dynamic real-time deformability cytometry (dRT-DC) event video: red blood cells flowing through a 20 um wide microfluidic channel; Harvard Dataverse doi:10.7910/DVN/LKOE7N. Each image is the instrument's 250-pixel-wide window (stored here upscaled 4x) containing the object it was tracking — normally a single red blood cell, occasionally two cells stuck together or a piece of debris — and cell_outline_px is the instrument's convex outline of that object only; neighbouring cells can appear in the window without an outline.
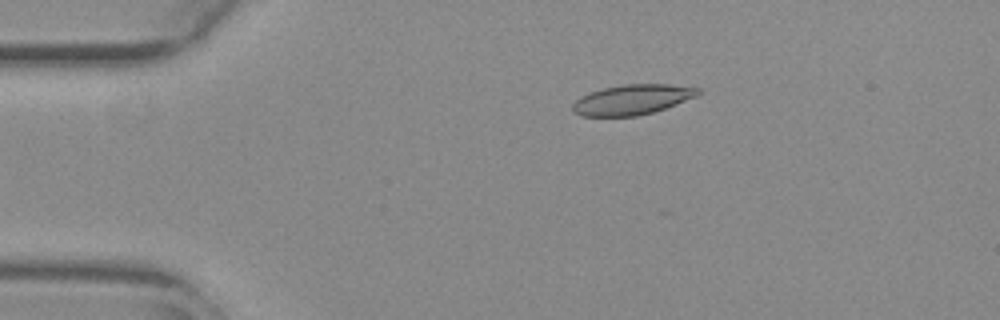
{"species": "common noctule bat (a hibernating species)", "species_latin": "Nyctalus noctula", "temperature_condition": "warm", "stored_images_in_passage": 31, "camera_frame_rate_fps": 3000, "um_per_image_px": 0.085, "animal": {"sex": "female", "body_mass_g": 29.2, "forearm_length_mm": 56.3}, "frame": {"image": 1, "passage_image": 1, "time_ms": 0.0, "image_size_px": [1000, 320], "cell_outline_px": [[700, 92], [696, 96], [676, 104], [652, 112], [636, 116], [580, 116], [572, 112], [572, 104], [580, 96], [604, 88], [624, 84], [668, 84], [700, 88]], "centroid_in_image_um": [53.7, 8.47], "position_along_channel_um": 31.3, "area_um2": 21.85}}
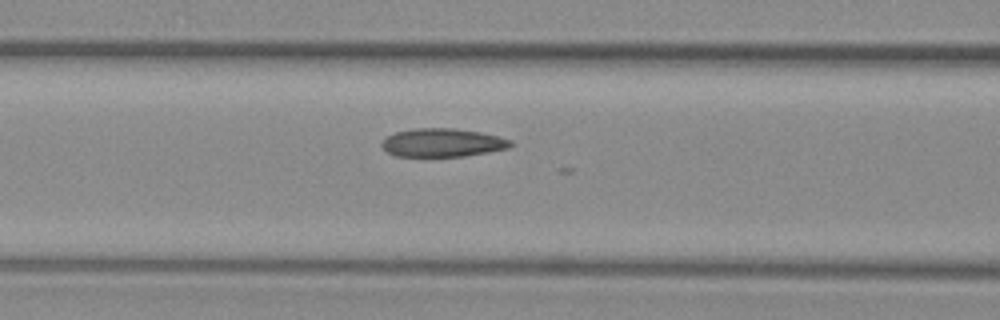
{"frame": {"image": 2, "passage_image": 13, "time_ms": 4.0, "image_size_px": [1000, 320], "cell_outline_px": [[512, 144], [508, 148], [488, 152], [464, 156], [396, 156], [388, 152], [380, 144], [388, 136], [396, 132], [412, 128], [452, 128], [480, 132], [512, 140]], "centroid_in_image_um": [37.6, 12.12], "position_along_channel_um": 129.0, "area_um2": 21.1}}
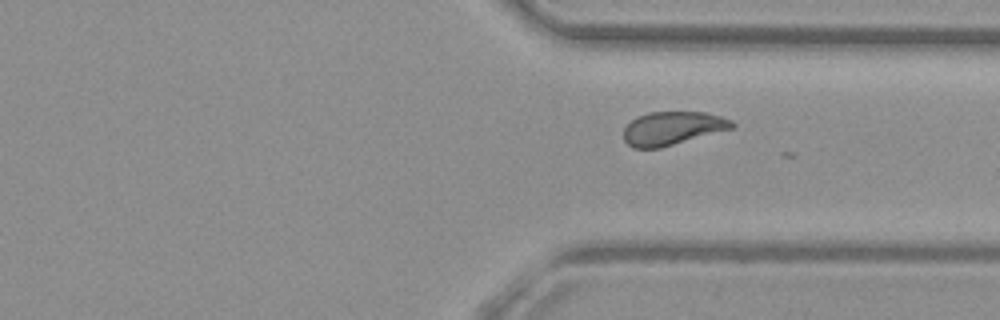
{"frame": {"image": 3, "passage_image": 31, "time_ms": 10.0, "image_size_px": [1000, 320], "cell_outline_px": [[736, 128], [660, 148], [632, 148], [624, 140], [624, 128], [632, 120], [648, 112], [704, 112], [720, 116], [732, 120], [736, 124]], "centroid_in_image_um": [57.21, 10.91], "position_along_channel_um": 354.2, "area_um2": 21.21}}